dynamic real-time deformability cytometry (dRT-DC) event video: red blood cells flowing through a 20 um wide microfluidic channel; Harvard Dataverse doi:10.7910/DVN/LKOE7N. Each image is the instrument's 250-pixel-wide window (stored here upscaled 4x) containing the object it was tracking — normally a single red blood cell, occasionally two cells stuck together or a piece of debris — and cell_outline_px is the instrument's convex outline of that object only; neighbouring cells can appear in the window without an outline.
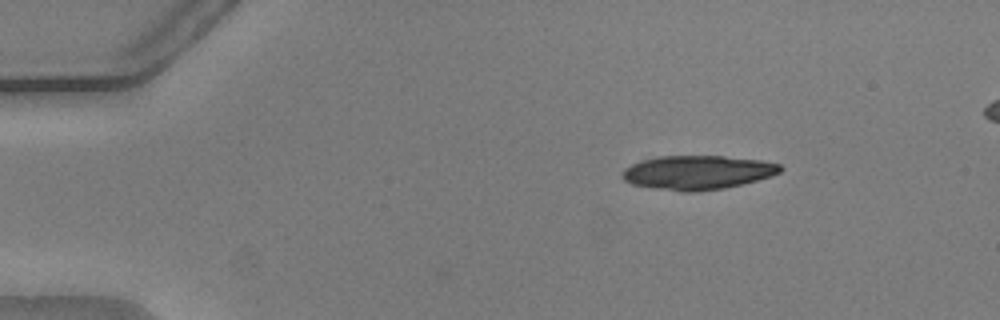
{"species": "common noctule bat (a hibernating species)", "species_latin": "Nyctalus noctula", "temperature_condition": "warm", "stored_images_in_passage": 21, "camera_frame_rate_fps": 3000, "um_per_image_px": 0.085, "animal": {"sex": "male", "body_mass_g": 20.5, "forearm_length_mm": 52.5}, "frame": {"image": 1, "passage_image": 9, "time_ms": 2.667, "image_size_px": [1000, 320], "cell_outline_px": [[784, 168], [780, 172], [772, 176], [724, 188], [696, 192], [680, 192], [652, 188], [632, 184], [624, 180], [620, 176], [624, 168], [640, 160], [660, 156], [724, 156], [760, 160], [780, 164]], "centroid_in_image_um": [59.26, 14.66], "position_along_channel_um": 25.7, "area_um2": 31.5}}